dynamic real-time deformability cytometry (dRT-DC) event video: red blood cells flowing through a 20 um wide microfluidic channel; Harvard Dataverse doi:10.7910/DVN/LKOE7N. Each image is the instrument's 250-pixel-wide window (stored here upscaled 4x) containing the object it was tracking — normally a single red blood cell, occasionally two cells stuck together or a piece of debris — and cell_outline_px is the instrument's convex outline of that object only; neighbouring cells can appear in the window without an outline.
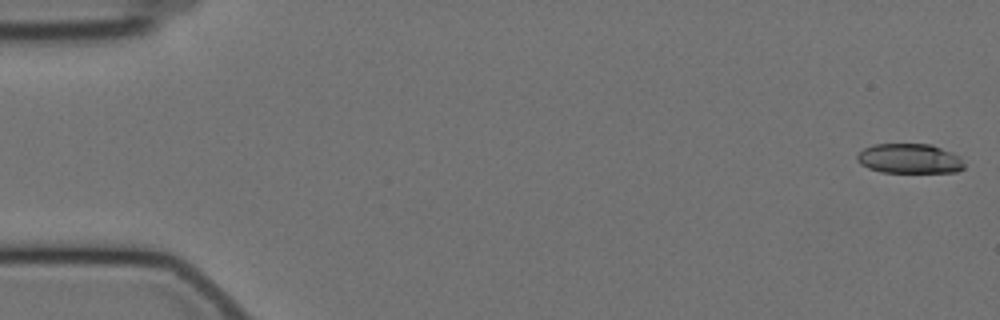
{"species": "Egyptian fruit bat (a non-hibernating species)", "species_latin": "Rousettus aegyptiacus", "temperature_condition": "cold", "stored_images_in_passage": 58, "camera_frame_rate_fps": 3000, "um_per_image_px": 0.085, "animal": {"sex": "female"}, "frame": {"image": 1, "passage_image": 1, "time_ms": 0.0, "image_size_px": [1000, 320], "cell_outline_px": [[964, 168], [956, 172], [880, 172], [868, 168], [860, 164], [856, 160], [856, 156], [864, 148], [872, 144], [932, 144], [952, 152], [960, 156], [964, 164]], "centroid_in_image_um": [77.3, 13.48], "position_along_channel_um": 7.7, "area_um2": 18.73}}
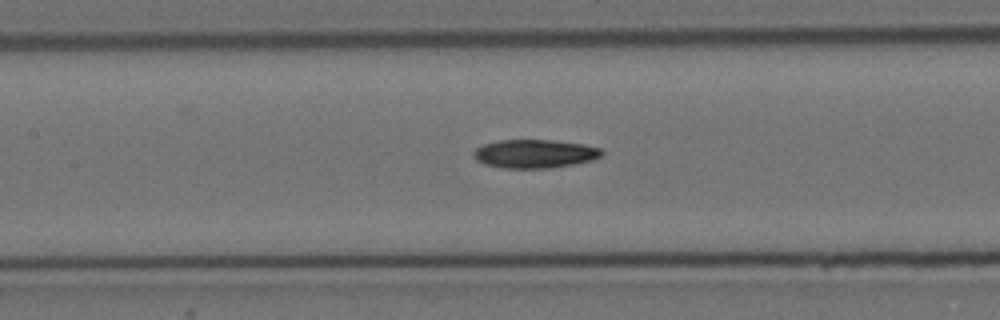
{"frame": {"image": 2, "passage_image": 26, "time_ms": 8.333, "image_size_px": [1000, 320], "cell_outline_px": [[604, 152], [600, 156], [592, 160], [572, 164], [548, 168], [504, 168], [484, 164], [476, 160], [472, 156], [472, 152], [476, 148], [484, 144], [500, 140], [552, 140], [584, 144], [600, 148]], "centroid_in_image_um": [45.42, 13.06], "position_along_channel_um": 162.0, "area_um2": 21.27}}
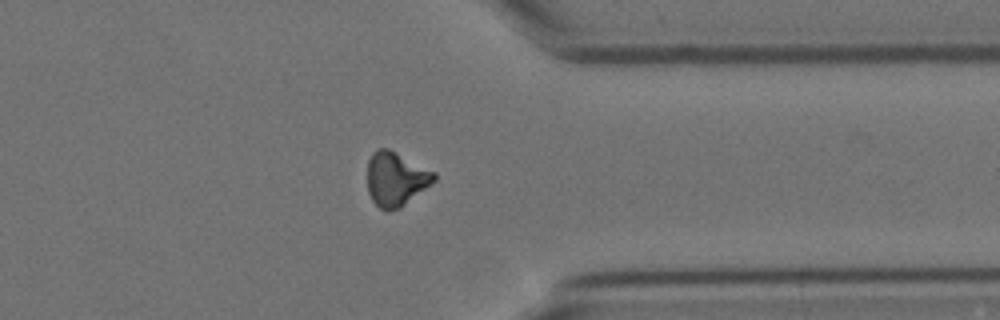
{"frame": {"image": 3, "passage_image": 45, "time_ms": 14.667, "image_size_px": [1000, 320], "cell_outline_px": [[436, 180], [400, 208], [388, 212], [380, 208], [372, 200], [368, 192], [368, 160], [372, 152], [376, 148], [388, 148], [436, 172]], "centroid_in_image_um": [33.64, 15.2], "position_along_channel_um": 377.8, "area_um2": 21.1}, "authors_computed_cell_mechanics": {"area_um2": 20.6346, "velocity_mm_per_s": 3.5142, "shape_relaxation_time_tau1_ms": 10.484, "shape_relaxation_time_tau2_ms": null, "deformation_change_tau1": 0.2332, "deformation_change_tau2": null}}